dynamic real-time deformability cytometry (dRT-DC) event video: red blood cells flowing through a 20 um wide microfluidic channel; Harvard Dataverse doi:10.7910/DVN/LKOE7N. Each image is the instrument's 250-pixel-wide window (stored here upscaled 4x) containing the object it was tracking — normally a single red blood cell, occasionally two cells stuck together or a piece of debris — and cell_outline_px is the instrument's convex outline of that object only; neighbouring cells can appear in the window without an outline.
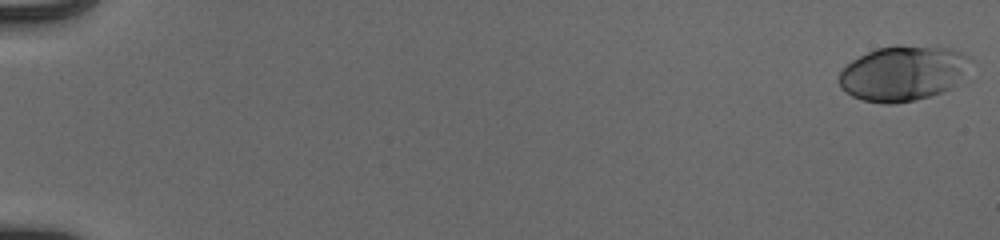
{"species": "human", "species_latin": "Homo sapiens", "temperature_condition": "cold", "stored_images_in_passage": 54, "camera_frame_rate_fps": 3000, "um_per_image_px": 0.085, "donor": {"sex": "male"}, "frame": {"image": 1, "passage_image": 1, "time_ms": 0.0, "image_size_px": [1000, 240], "cell_outline_px": [[976, 60], [948, 88], [940, 92], [916, 100], [896, 104], [884, 104], [860, 100], [844, 92], [840, 88], [840, 72], [852, 60], [876, 48], [900, 44], [952, 48]], "centroid_in_image_um": [76.74, 6.21], "position_along_channel_um": 8.3, "area_um2": 42.25}}
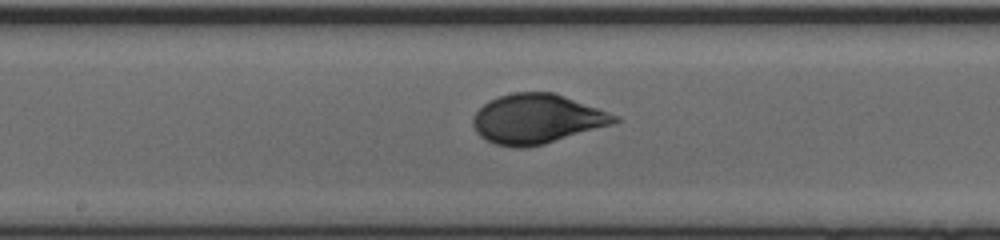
{"frame": {"image": 2, "passage_image": 31, "time_ms": 10.0, "image_size_px": [1000, 240], "cell_outline_px": [[624, 120], [612, 124], [544, 144], [524, 148], [512, 148], [496, 144], [480, 136], [476, 132], [472, 124], [472, 116], [488, 100], [512, 92], [552, 92], [564, 96], [620, 116]], "centroid_in_image_um": [45.62, 10.11], "position_along_channel_um": 202.6, "area_um2": 40.81}}
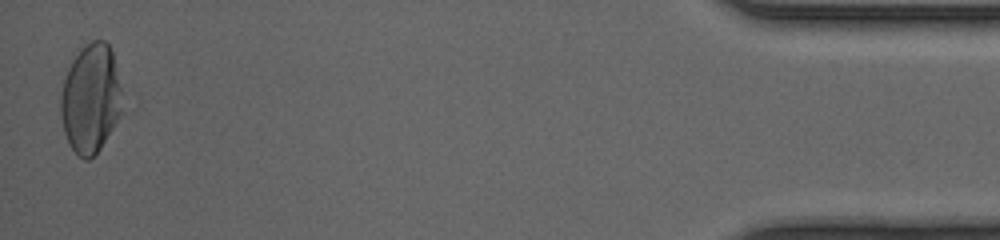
{"frame": {"image": 3, "passage_image": 54, "time_ms": 17.667, "image_size_px": [1000, 240], "cell_outline_px": [[120, 112], [112, 128], [100, 148], [88, 160], [84, 160], [76, 156], [68, 144], [64, 132], [60, 116], [60, 96], [64, 80], [68, 68], [72, 60], [80, 48], [92, 40], [104, 40], [108, 44], [112, 52], [120, 88]], "centroid_in_image_um": [7.65, 8.4], "position_along_channel_um": 427.6, "area_um2": 38.67}, "authors_computed_cell_mechanics": {"area_um2": 39.6797, "velocity_mm_per_s": 3.9273, "shape_relaxation_time_tau1_ms": 3.8175, "shape_relaxation_time_tau2_ms": null, "deformation_change_tau1": 0.1737, "deformation_change_tau2": null}}